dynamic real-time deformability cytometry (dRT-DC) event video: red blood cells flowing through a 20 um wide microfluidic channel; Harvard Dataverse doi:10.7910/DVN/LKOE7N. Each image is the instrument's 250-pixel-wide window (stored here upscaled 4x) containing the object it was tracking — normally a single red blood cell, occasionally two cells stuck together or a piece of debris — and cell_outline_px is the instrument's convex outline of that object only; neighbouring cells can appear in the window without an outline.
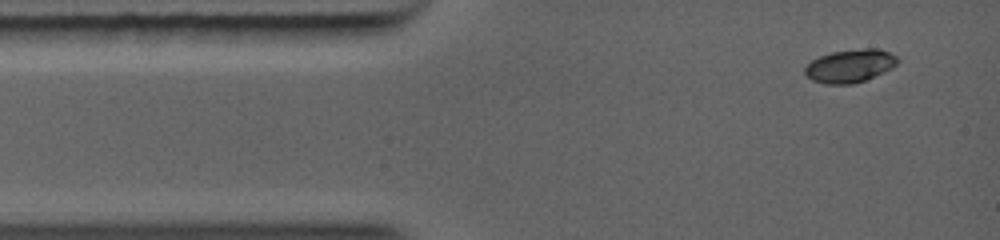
{"species": "common noctule bat (a hibernating species)", "species_latin": "Nyctalus noctula", "temperature_condition": "warm", "stored_images_in_passage": 16, "camera_frame_rate_fps": 5000, "um_per_image_px": 0.085, "animal": {"sex": "female", "body_mass_g": 19.0, "forearm_length_mm": 56.7}, "frame": {"image": 1, "passage_image": 1, "time_ms": 0.0, "image_size_px": [1000, 240], "cell_outline_px": [[900, 60], [892, 68], [864, 80], [852, 84], [828, 84], [812, 80], [804, 72], [804, 68], [812, 60], [820, 56], [832, 52], [864, 48], [876, 48], [888, 52], [896, 56]], "centroid_in_image_um": [72.25, 5.59], "position_along_channel_um": 12.7, "area_um2": 17.63}}
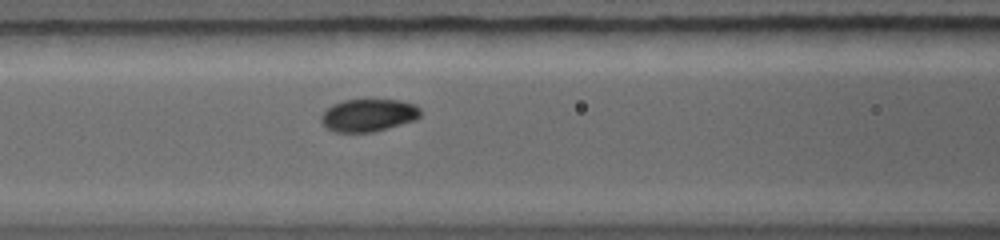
{"frame": {"image": 2, "passage_image": 7, "time_ms": 3.6, "image_size_px": [1000, 240], "cell_outline_px": [[420, 116], [416, 120], [372, 132], [332, 132], [320, 120], [320, 116], [332, 104], [344, 100], [400, 100], [416, 104], [420, 108]], "centroid_in_image_um": [31.32, 9.79], "position_along_channel_um": 135.3, "area_um2": 18.84}}
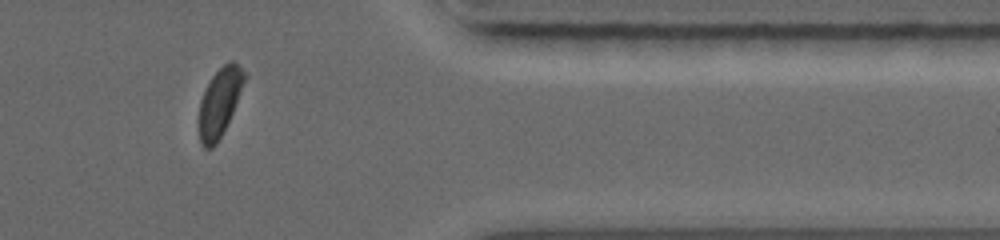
{"frame": {"image": 3, "passage_image": 14, "time_ms": 9.2, "image_size_px": [1000, 240], "cell_outline_px": [[248, 76], [232, 112], [216, 144], [212, 148], [204, 148], [200, 140], [200, 100], [212, 76], [228, 60], [232, 60]], "centroid_in_image_um": [18.69, 8.65], "position_along_channel_um": 392.7, "area_um2": 17.51}}